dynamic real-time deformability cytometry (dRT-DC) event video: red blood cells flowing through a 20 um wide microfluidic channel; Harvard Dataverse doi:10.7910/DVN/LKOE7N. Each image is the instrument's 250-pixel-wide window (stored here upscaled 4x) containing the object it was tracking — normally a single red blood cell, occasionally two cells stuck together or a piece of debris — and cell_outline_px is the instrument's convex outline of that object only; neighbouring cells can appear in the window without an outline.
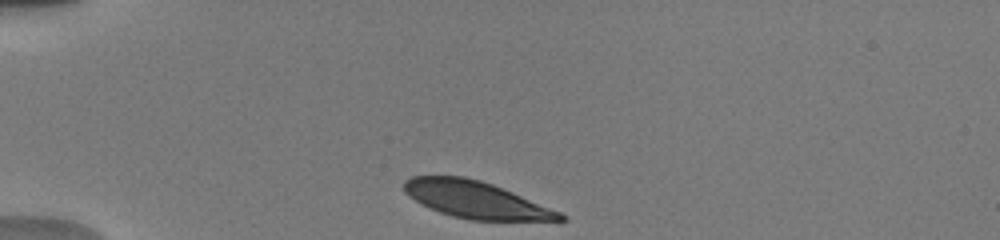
{"species": "human", "species_latin": "Homo sapiens", "temperature_condition": "warm", "stored_images_in_passage": 12, "camera_frame_rate_fps": 3000, "um_per_image_px": 0.085, "donor": {"sex": "male"}, "frame": {"image": 1, "passage_image": 1, "time_ms": 0.0, "image_size_px": [1000, 240], "cell_outline_px": [[568, 220], [468, 220], [452, 216], [440, 212], [420, 204], [408, 196], [404, 192], [404, 180], [412, 176], [464, 176], [480, 180], [492, 184], [512, 192], [560, 212], [568, 216]], "centroid_in_image_um": [40.4, 16.98], "position_along_channel_um": 44.6, "area_um2": 33.35}}